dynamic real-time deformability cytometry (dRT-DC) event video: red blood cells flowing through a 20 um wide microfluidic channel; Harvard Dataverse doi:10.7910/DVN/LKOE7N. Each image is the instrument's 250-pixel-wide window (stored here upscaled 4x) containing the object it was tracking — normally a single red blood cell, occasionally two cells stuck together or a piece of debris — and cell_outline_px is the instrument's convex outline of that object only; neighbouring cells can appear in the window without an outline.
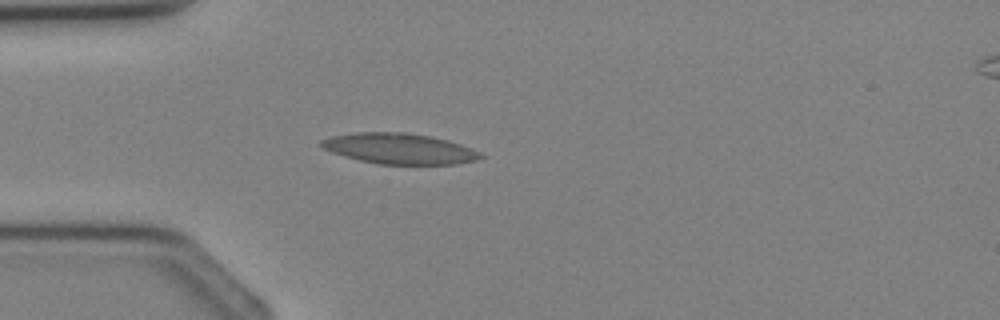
{"species": "Egyptian fruit bat (a non-hibernating species)", "species_latin": "Rousettus aegyptiacus", "temperature_condition": "cold", "stored_images_in_passage": 3, "camera_frame_rate_fps": 3000, "um_per_image_px": 0.085, "animal": {"sex": "female"}, "frame": {"image": 1, "passage_image": 2, "time_ms": 2.0, "image_size_px": [1000, 320], "cell_outline_px": [[484, 156], [476, 160], [456, 164], [376, 164], [360, 160], [332, 152], [324, 148], [320, 144], [320, 140], [332, 136], [356, 132], [404, 132], [432, 136], [448, 140], [460, 144], [480, 152]], "centroid_in_image_um": [33.96, 12.63], "position_along_channel_um": 51.0, "area_um2": 28.32}}